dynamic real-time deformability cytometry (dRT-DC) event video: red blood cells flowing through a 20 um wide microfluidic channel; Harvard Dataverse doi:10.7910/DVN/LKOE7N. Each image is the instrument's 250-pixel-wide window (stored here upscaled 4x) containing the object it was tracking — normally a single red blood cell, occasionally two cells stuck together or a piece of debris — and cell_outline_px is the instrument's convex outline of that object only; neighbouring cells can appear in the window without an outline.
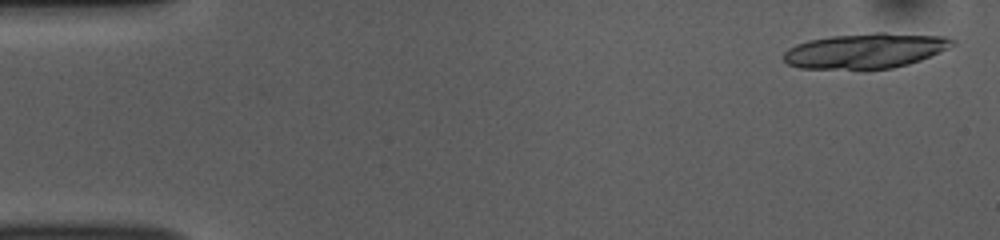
{"species": "common noctule bat (a hibernating species)", "species_latin": "Nyctalus noctula", "temperature_condition": "room temperature", "stored_images_in_passage": 17, "camera_frame_rate_fps": 3000, "um_per_image_px": 0.085, "animal": {"sex": "female", "body_mass_g": 10.0, "forearm_length_mm": 53.1}, "frame": {"image": 1, "passage_image": 2, "time_ms": 0.333, "image_size_px": [1000, 240], "cell_outline_px": [[956, 44], [940, 52], [920, 60], [908, 64], [892, 68], [800, 68], [788, 64], [784, 60], [784, 52], [788, 48], [796, 44], [808, 40], [832, 36], [876, 32], [884, 32], [948, 36], [956, 40]], "centroid_in_image_um": [73.61, 4.29], "position_along_channel_um": 11.4, "area_um2": 34.45}}